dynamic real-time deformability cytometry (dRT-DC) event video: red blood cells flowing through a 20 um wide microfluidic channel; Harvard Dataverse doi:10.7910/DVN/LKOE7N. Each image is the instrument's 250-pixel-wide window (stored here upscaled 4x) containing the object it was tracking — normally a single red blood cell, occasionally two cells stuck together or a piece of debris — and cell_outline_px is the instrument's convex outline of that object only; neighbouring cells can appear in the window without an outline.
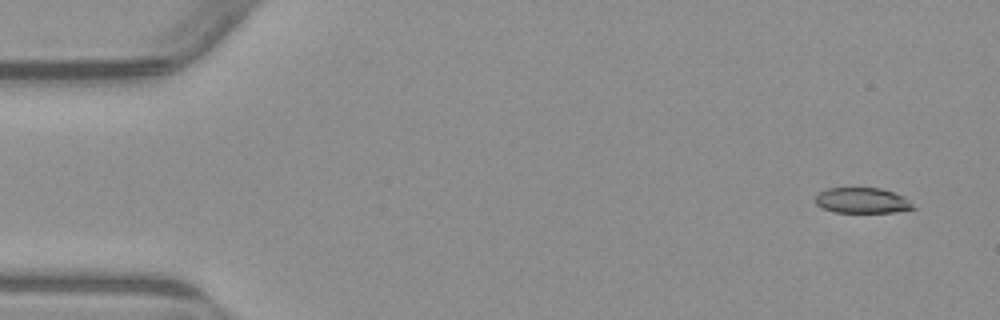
{"species": "common noctule bat (a hibernating species)", "species_latin": "Nyctalus noctula", "temperature_condition": "warm", "stored_images_in_passage": 6, "segment_of_instrument_passage": [2, 2], "camera_frame_rate_fps": 3000, "um_per_image_px": 0.085, "animal": {"sex": "male", "body_mass_g": 23.1, "forearm_length_mm": 52.7}, "frame": {"image": 1, "passage_image": 6, "time_ms": 6.667, "image_size_px": [1000, 320], "cell_outline_px": [[916, 208], [896, 212], [832, 212], [816, 204], [816, 196], [820, 192], [828, 188], [880, 188], [896, 192], [904, 196]], "centroid_in_image_um": [73.31, 17.04], "position_along_channel_um": 11.7, "area_um2": 14.51}}